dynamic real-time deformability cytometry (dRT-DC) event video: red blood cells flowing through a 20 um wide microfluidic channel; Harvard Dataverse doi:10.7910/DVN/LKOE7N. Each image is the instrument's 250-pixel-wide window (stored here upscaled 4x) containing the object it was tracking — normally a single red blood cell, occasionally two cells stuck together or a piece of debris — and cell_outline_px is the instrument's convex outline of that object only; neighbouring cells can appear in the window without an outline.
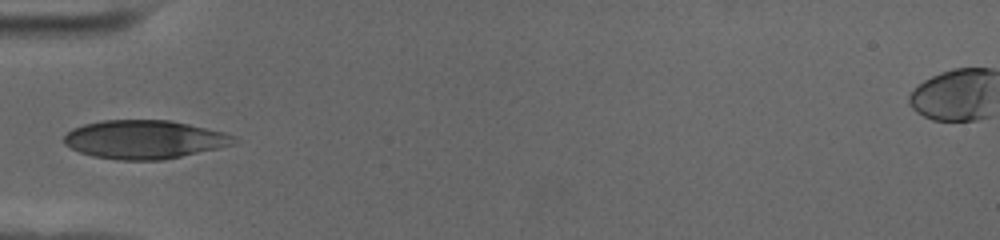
{"species": "human", "species_latin": "Homo sapiens", "temperature_condition": "cold", "stored_images_in_passage": 39, "camera_frame_rate_fps": 3000, "um_per_image_px": 0.085, "donor": {"sex": "female"}, "frame": {"image": 1, "passage_image": 1, "time_ms": 0.0, "image_size_px": [1000, 240], "cell_outline_px": [[236, 144], [164, 160], [116, 160], [92, 156], [80, 152], [64, 144], [64, 136], [72, 128], [84, 124], [104, 120], [172, 120], [224, 132], [236, 136]], "centroid_in_image_um": [12.28, 11.86], "position_along_channel_um": 72.7, "area_um2": 38.32}}
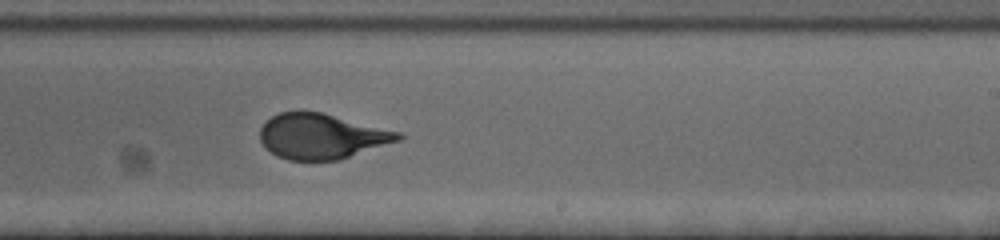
{"frame": {"image": 2, "passage_image": 17, "time_ms": 5.333, "image_size_px": [1000, 240], "cell_outline_px": [[404, 136], [400, 140], [340, 160], [288, 160], [276, 156], [260, 140], [260, 128], [264, 120], [280, 112], [320, 112], [400, 132]], "centroid_in_image_um": [27.32, 11.59], "position_along_channel_um": 261.7, "area_um2": 36.18}}
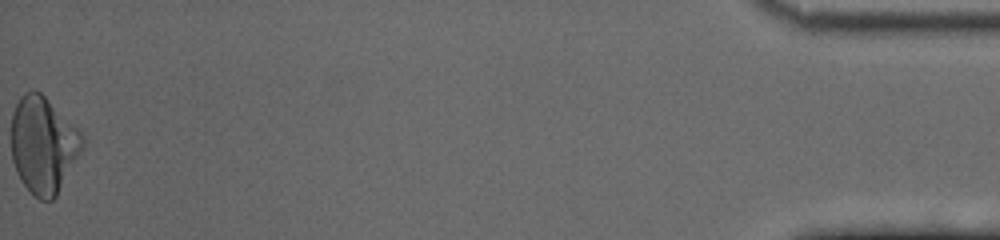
{"frame": {"image": 3, "passage_image": 39, "time_ms": 12.667, "image_size_px": [1000, 240], "cell_outline_px": [[84, 144], [80, 152], [56, 196], [52, 200], [40, 200], [20, 180], [16, 172], [12, 160], [12, 112], [20, 96], [24, 92], [32, 88], [40, 92], [84, 136]], "centroid_in_image_um": [3.65, 12.3], "position_along_channel_um": 431.6, "area_um2": 39.48}, "authors_computed_cell_mechanics": {"area_um2": 37.7434, "velocity_mm_per_s": 3.5419, "shape_relaxation_time_tau1_ms": 4.5196, "shape_relaxation_time_tau2_ms": null, "deformation_change_tau1": 0.1543, "deformation_change_tau2": null}}